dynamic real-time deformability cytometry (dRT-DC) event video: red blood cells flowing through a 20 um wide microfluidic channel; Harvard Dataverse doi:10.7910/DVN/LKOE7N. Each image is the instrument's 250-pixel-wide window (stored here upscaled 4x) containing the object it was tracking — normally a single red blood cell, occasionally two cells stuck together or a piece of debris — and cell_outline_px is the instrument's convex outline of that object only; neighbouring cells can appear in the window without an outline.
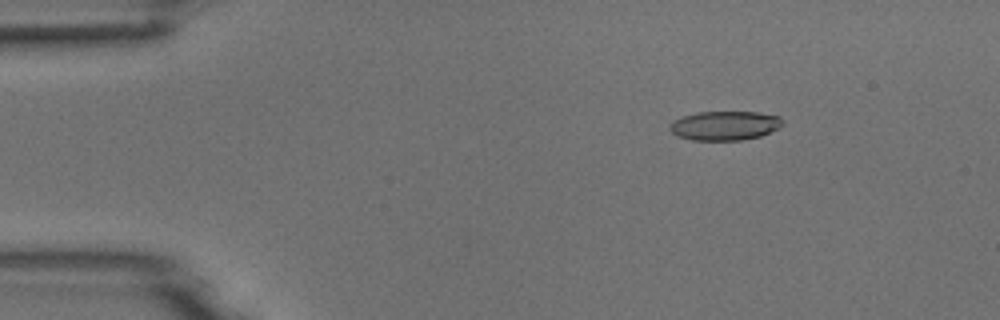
{"species": "common noctule bat (a hibernating species)", "species_latin": "Nyctalus noctula", "temperature_condition": "room temperature", "stored_images_in_passage": 5, "camera_frame_rate_fps": 3000, "um_per_image_px": 0.085, "animal": {"sex": "male", "body_mass_g": 18.8}, "frame": {"image": 1, "passage_image": 3, "time_ms": 0.667, "image_size_px": [1000, 320], "cell_outline_px": [[784, 124], [780, 128], [760, 136], [744, 140], [692, 140], [676, 136], [668, 128], [668, 124], [684, 116], [696, 112], [756, 112], [780, 116], [784, 120]], "centroid_in_image_um": [61.63, 10.68], "position_along_channel_um": 23.4, "area_um2": 19.36}}
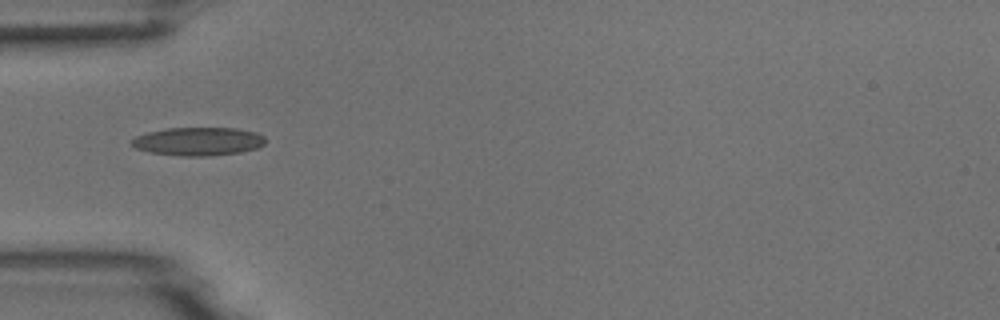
{"frame": {"image": 2, "passage_image": 5, "time_ms": 1.333, "image_size_px": [1000, 320], "cell_outline_px": [[264, 144], [256, 148], [240, 152], [212, 156], [180, 156], [148, 152], [136, 148], [128, 144], [136, 136], [148, 132], [168, 128], [236, 128], [256, 132], [264, 136]], "centroid_in_image_um": [16.82, 12.02], "position_along_channel_um": 68.2, "area_um2": 22.14}}